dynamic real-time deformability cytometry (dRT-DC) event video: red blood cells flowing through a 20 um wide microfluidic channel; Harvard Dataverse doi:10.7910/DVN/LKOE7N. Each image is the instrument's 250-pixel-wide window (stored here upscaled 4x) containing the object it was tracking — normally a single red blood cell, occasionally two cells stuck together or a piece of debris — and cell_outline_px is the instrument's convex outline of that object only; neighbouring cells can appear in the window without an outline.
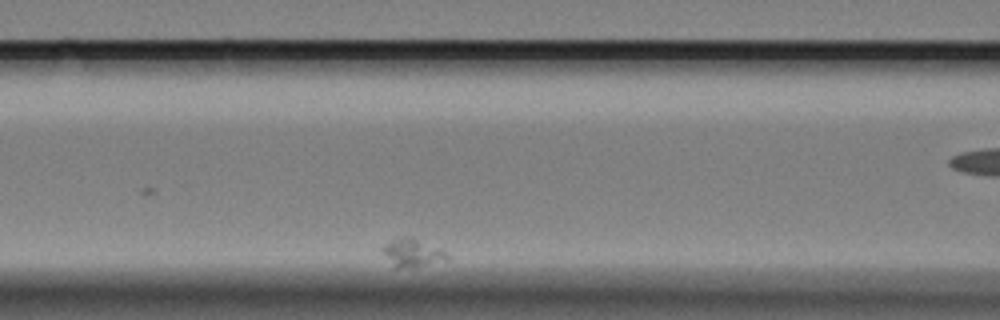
{"species": "Egyptian fruit bat (a non-hibernating species)", "species_latin": "Rousettus aegyptiacus", "temperature_condition": "cold", "stored_images_in_passage": 10, "camera_frame_rate_fps": 3000, "um_per_image_px": 0.085, "animal": {"sex": "female"}, "frame": {"image": 1, "passage_image": 8, "time_ms": 8.333, "image_size_px": [1000, 320], "cell_outline_px": [[448, 260], [416, 268], [392, 268], [384, 252], [384, 248], [392, 240], [400, 236], [408, 236], [440, 248], [448, 256]], "centroid_in_image_um": [35.08, 21.53], "position_along_channel_um": 131.5, "area_um2": 10.52}}